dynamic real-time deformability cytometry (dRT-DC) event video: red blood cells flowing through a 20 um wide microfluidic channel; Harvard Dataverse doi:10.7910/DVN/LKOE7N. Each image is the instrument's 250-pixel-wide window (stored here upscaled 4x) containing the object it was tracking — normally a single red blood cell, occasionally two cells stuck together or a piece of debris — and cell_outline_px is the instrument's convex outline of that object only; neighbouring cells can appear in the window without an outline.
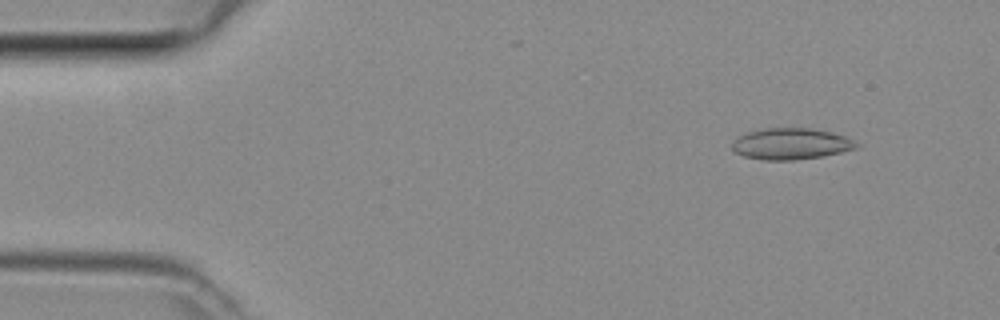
{"species": "common noctule bat (a hibernating species)", "species_latin": "Nyctalus noctula", "temperature_condition": "room temperature", "stored_images_in_passage": 47, "camera_frame_rate_fps": 3000, "um_per_image_px": 0.085, "animal": {"sex": "female", "body_mass_g": 29.2, "forearm_length_mm": 56.3}, "frame": {"image": 1, "passage_image": 5, "time_ms": 1.333, "image_size_px": [1000, 320], "cell_outline_px": [[860, 148], [820, 156], [796, 160], [764, 160], [744, 156], [736, 152], [732, 148], [732, 140], [736, 136], [748, 132], [764, 128], [812, 128], [832, 132], [844, 136], [860, 144]], "centroid_in_image_um": [67.22, 12.22], "position_along_channel_um": 17.8, "area_um2": 22.77}}
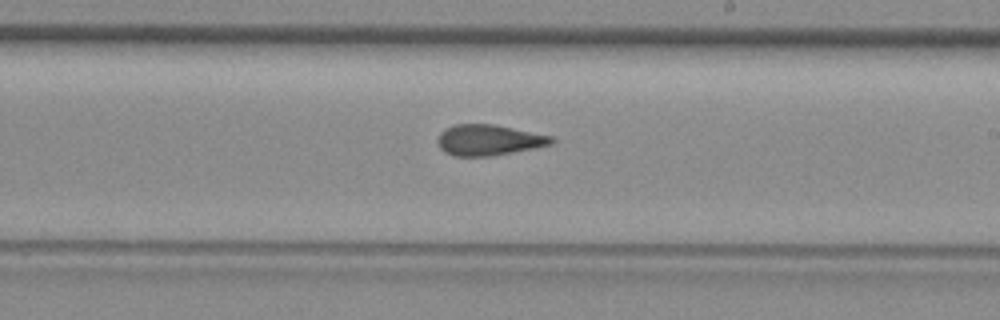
{"frame": {"image": 2, "passage_image": 27, "time_ms": 8.667, "image_size_px": [1000, 320], "cell_outline_px": [[556, 140], [552, 144], [512, 152], [488, 156], [456, 156], [444, 152], [440, 148], [436, 140], [440, 132], [456, 124], [492, 124], [552, 136]], "centroid_in_image_um": [41.52, 11.9], "position_along_channel_um": 247.5, "area_um2": 20.17}}
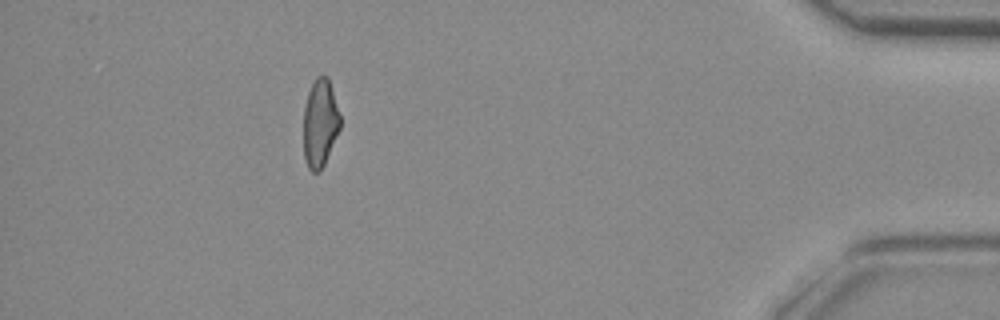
{"frame": {"image": 3, "passage_image": 42, "time_ms": 13.667, "image_size_px": [1000, 320], "cell_outline_px": [[340, 128], [324, 164], [320, 172], [312, 172], [308, 168], [304, 160], [304, 108], [308, 92], [316, 76], [328, 76], [340, 116]], "centroid_in_image_um": [27.19, 10.48], "position_along_channel_um": 408.0, "area_um2": 18.67}}